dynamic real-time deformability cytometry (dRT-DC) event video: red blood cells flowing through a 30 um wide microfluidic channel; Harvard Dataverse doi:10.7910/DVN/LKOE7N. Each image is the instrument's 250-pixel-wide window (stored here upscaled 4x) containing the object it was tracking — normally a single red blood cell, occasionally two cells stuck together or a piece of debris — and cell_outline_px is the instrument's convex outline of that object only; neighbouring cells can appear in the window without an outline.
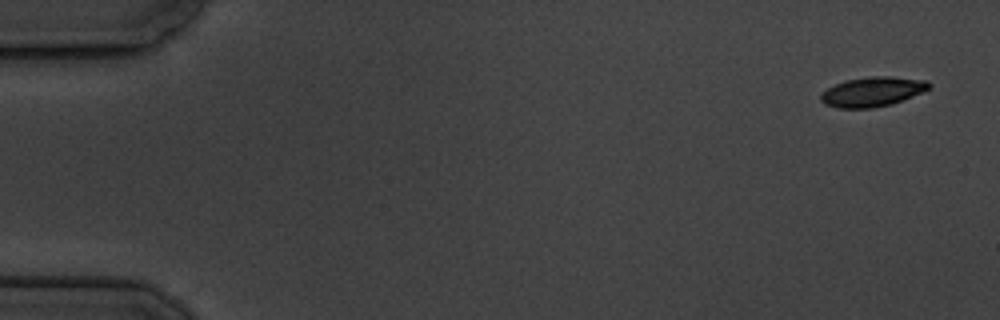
{"species": "common noctule bat (a hibernating species)", "species_latin": "Nyctalus noctula", "temperature_condition": "cold", "stored_images_in_passage": 12, "camera_frame_rate_fps": 3000, "um_per_image_px": 0.085, "animal": {"sex": "male", "body_mass_g": 19.5, "forearm_length_mm": 54.6}, "frame": {"image": 1, "passage_image": 1, "time_ms": 0.0, "image_size_px": [1000, 320], "cell_outline_px": [[932, 88], [892, 104], [872, 108], [836, 108], [824, 104], [820, 100], [820, 96], [828, 88], [836, 84], [848, 80], [872, 76], [892, 76], [928, 80], [932, 84]], "centroid_in_image_um": [74.2, 7.8], "position_along_channel_um": 10.8, "area_um2": 18.73}}
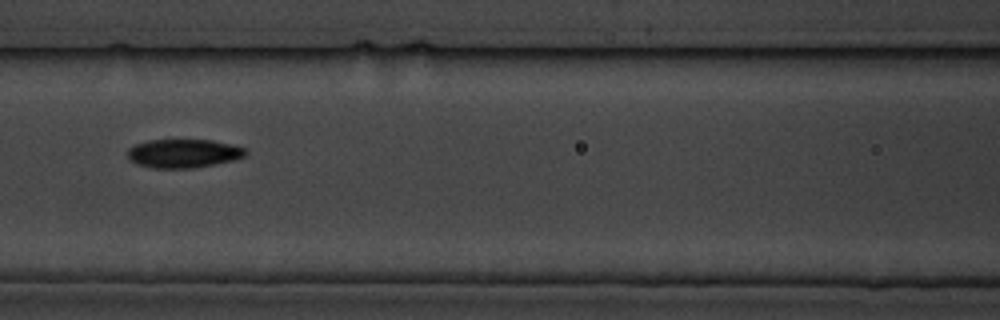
{"frame": {"image": 2, "passage_image": 7, "time_ms": 8.0, "image_size_px": [1000, 320], "cell_outline_px": [[248, 152], [244, 156], [232, 160], [192, 168], [152, 168], [136, 164], [128, 160], [128, 148], [136, 144], [148, 140], [212, 140], [232, 144], [244, 148]], "centroid_in_image_um": [15.55, 13.04], "position_along_channel_um": 151.0, "area_um2": 19.65}}
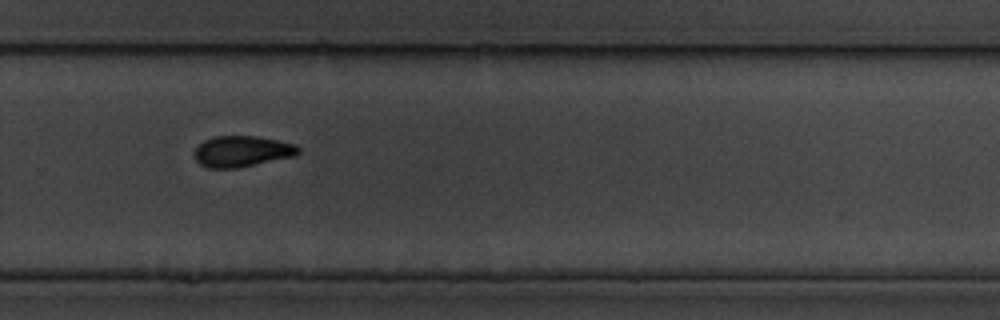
{"frame": {"image": 3, "passage_image": 11, "time_ms": 12.667, "image_size_px": [1000, 320], "cell_outline_px": [[300, 152], [296, 156], [236, 168], [208, 168], [200, 164], [196, 160], [192, 152], [204, 140], [216, 136], [256, 136], [296, 144], [300, 148]], "centroid_in_image_um": [20.57, 12.87], "position_along_channel_um": 309.2, "area_um2": 18.84}}